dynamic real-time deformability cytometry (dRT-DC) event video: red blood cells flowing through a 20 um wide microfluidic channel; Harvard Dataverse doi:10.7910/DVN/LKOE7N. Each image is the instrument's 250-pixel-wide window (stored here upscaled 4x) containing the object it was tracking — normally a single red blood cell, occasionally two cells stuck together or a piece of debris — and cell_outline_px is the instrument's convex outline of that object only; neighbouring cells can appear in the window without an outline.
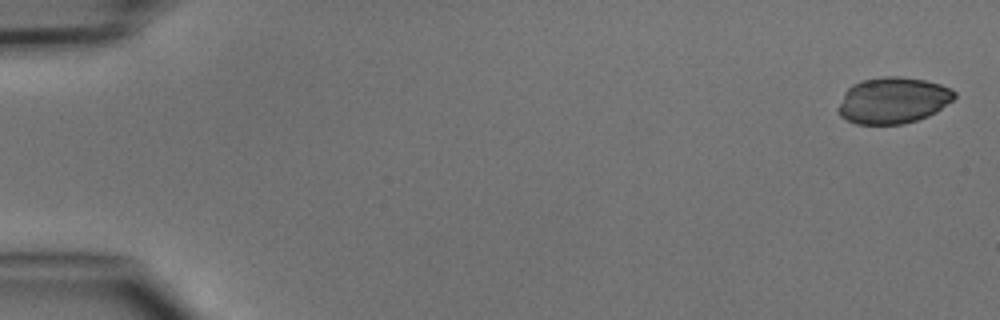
{"species": "common noctule bat (a hibernating species)", "species_latin": "Nyctalus noctula", "temperature_condition": "cold", "stored_images_in_passage": 6, "camera_frame_rate_fps": 3000, "um_per_image_px": 0.085, "animal": {"sex": "male", "body_mass_g": 15.6}, "frame": {"image": 1, "passage_image": 1, "time_ms": 0.0, "image_size_px": [1000, 320], "cell_outline_px": [[956, 96], [952, 100], [936, 112], [928, 116], [904, 124], [856, 124], [840, 116], [836, 108], [844, 92], [852, 84], [864, 80], [884, 76], [900, 76], [924, 80], [940, 84], [956, 92]], "centroid_in_image_um": [75.87, 8.53], "position_along_channel_um": 9.1, "area_um2": 31.39}}
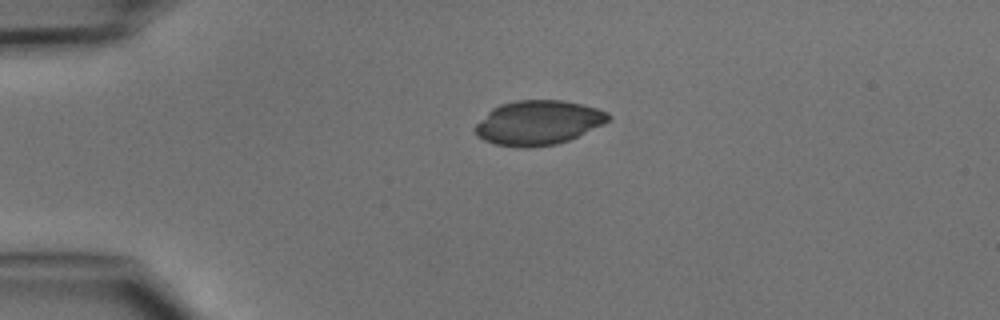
{"frame": {"image": 2, "passage_image": 4, "time_ms": 3.333, "image_size_px": [1000, 320], "cell_outline_px": [[612, 116], [604, 124], [568, 140], [556, 144], [528, 148], [516, 148], [496, 144], [484, 140], [476, 136], [472, 128], [492, 108], [500, 104], [516, 100], [560, 100], [580, 104], [596, 108], [608, 112]], "centroid_in_image_um": [45.71, 10.44], "position_along_channel_um": 39.3, "area_um2": 34.56}}